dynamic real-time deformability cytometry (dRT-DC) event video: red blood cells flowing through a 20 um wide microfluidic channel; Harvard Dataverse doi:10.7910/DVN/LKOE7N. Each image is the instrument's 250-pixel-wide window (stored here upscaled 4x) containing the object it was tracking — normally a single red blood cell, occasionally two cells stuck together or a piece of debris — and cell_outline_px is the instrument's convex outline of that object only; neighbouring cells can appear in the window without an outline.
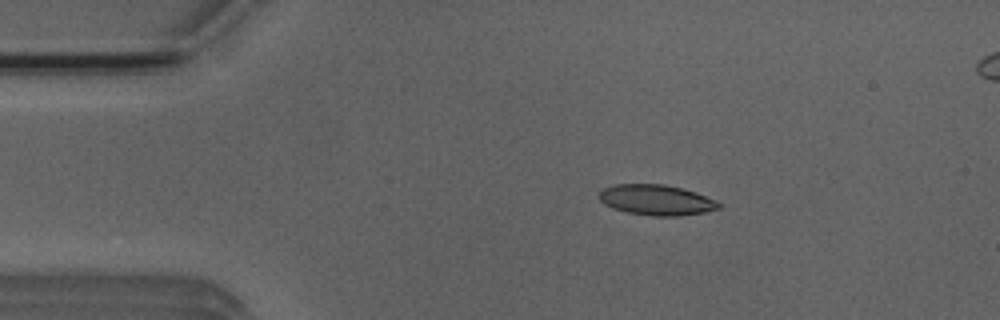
{"species": "Egyptian fruit bat (a non-hibernating species)", "species_latin": "Rousettus aegyptiacus", "temperature_condition": "room temperature", "stored_images_in_passage": 5, "camera_frame_rate_fps": 3000, "um_per_image_px": 0.085, "animal": {"sex": "male"}, "frame": {"image": 1, "passage_image": 2, "time_ms": 1.333, "image_size_px": [1000, 320], "cell_outline_px": [[724, 204], [720, 208], [708, 212], [680, 216], [652, 216], [628, 212], [612, 208], [604, 204], [600, 200], [600, 192], [604, 188], [616, 184], [664, 184], [696, 192], [716, 200]], "centroid_in_image_um": [55.85, 17.01], "position_along_channel_um": 29.1, "area_um2": 21.39}}
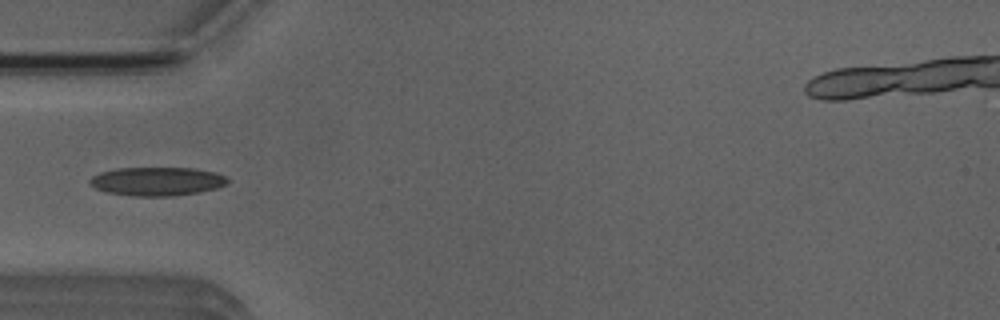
{"frame": {"image": 2, "passage_image": 4, "time_ms": 3.667, "image_size_px": [1000, 320], "cell_outline_px": [[228, 180], [224, 184], [216, 188], [200, 192], [172, 196], [132, 196], [108, 192], [96, 188], [88, 180], [92, 176], [100, 172], [116, 168], [192, 168], [216, 172], [224, 176]], "centroid_in_image_um": [13.33, 15.41], "position_along_channel_um": 71.7, "area_um2": 22.83}}